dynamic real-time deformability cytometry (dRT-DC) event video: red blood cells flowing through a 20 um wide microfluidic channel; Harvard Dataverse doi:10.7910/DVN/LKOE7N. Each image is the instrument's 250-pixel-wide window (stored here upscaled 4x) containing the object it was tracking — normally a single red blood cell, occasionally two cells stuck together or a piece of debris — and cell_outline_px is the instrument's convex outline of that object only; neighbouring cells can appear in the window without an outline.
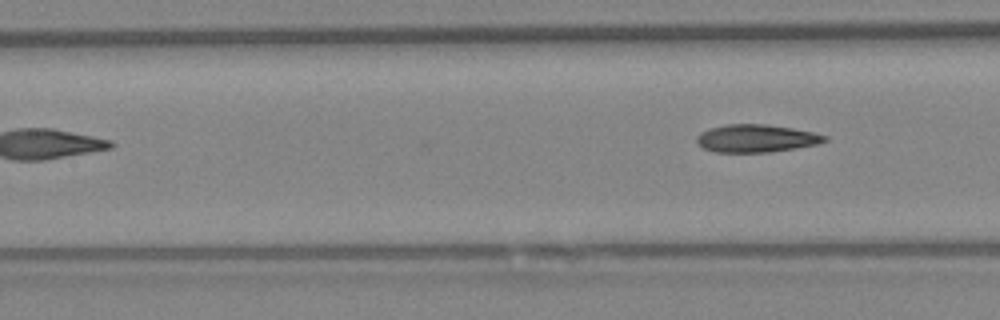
{"species": "Egyptian fruit bat (a non-hibernating species)", "species_latin": "Rousettus aegyptiacus", "temperature_condition": "warm", "stored_images_in_passage": 7, "camera_frame_rate_fps": 3000, "um_per_image_px": 0.085, "animal": {"sex": "female"}, "frame": {"image": 1, "passage_image": 7, "time_ms": 2.0, "image_size_px": [1000, 320], "cell_outline_px": [[828, 140], [816, 144], [768, 152], [716, 152], [704, 148], [696, 140], [696, 136], [700, 132], [708, 128], [724, 124], [768, 124], [792, 128], [812, 132], [828, 136]], "centroid_in_image_um": [64.24, 11.74], "position_along_channel_um": 143.2, "area_um2": 20.58}}